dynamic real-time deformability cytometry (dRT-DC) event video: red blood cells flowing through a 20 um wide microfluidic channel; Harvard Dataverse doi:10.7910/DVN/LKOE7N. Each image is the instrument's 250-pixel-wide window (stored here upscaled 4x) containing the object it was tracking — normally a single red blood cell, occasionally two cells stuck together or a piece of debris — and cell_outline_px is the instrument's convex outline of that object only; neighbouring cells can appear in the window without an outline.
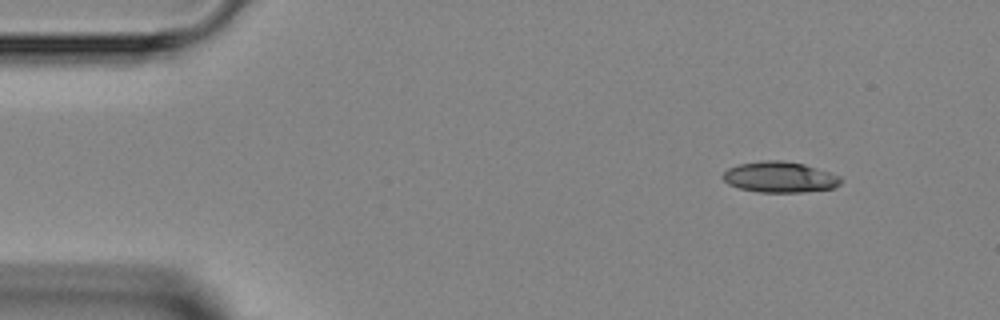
{"species": "Egyptian fruit bat (a non-hibernating species)", "species_latin": "Rousettus aegyptiacus", "temperature_condition": "room temperature", "stored_images_in_passage": 3, "camera_frame_rate_fps": 3000, "um_per_image_px": 0.085, "animal": {"sex": "female"}, "frame": {"image": 1, "passage_image": 1, "time_ms": 0.0, "image_size_px": [1000, 320], "cell_outline_px": [[844, 180], [840, 184], [832, 188], [800, 192], [760, 192], [740, 188], [728, 184], [720, 176], [728, 168], [740, 164], [760, 160], [780, 160], [804, 164], [840, 176]], "centroid_in_image_um": [66.26, 15.05], "position_along_channel_um": 18.7, "area_um2": 21.1}}